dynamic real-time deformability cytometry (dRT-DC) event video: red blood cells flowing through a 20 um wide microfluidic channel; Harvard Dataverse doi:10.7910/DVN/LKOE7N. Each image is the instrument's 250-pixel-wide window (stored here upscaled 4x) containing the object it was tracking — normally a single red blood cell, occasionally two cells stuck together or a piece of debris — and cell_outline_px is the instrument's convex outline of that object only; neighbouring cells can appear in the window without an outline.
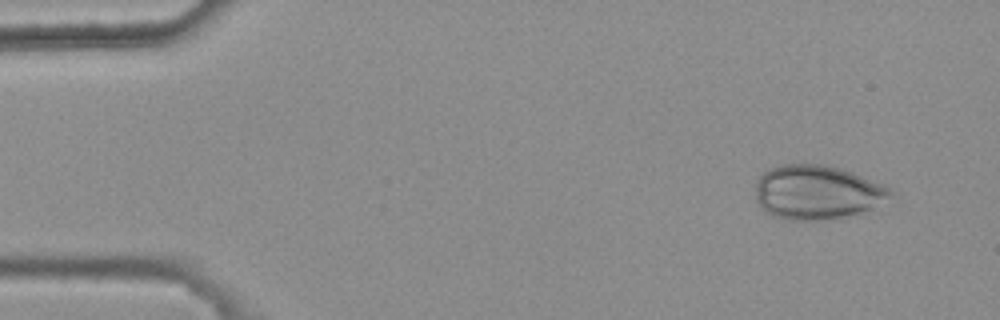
{"species": "common noctule bat (a hibernating species)", "species_latin": "Nyctalus noctula", "temperature_condition": "warm", "stored_images_in_passage": 4, "camera_frame_rate_fps": 3000, "um_per_image_px": 0.085, "animal": {"sex": "female", "body_mass_g": 25.1}, "frame": {"image": 1, "passage_image": 1, "time_ms": 0.0, "image_size_px": [1000, 320], "cell_outline_px": [[888, 196], [872, 208], [840, 220], [784, 220], [772, 216], [764, 212], [760, 208], [756, 200], [756, 180], [764, 172], [780, 164], [824, 164], [840, 168], [852, 172], [880, 184], [888, 188]], "centroid_in_image_um": [69.35, 16.37], "position_along_channel_um": 15.6, "area_um2": 42.66}}